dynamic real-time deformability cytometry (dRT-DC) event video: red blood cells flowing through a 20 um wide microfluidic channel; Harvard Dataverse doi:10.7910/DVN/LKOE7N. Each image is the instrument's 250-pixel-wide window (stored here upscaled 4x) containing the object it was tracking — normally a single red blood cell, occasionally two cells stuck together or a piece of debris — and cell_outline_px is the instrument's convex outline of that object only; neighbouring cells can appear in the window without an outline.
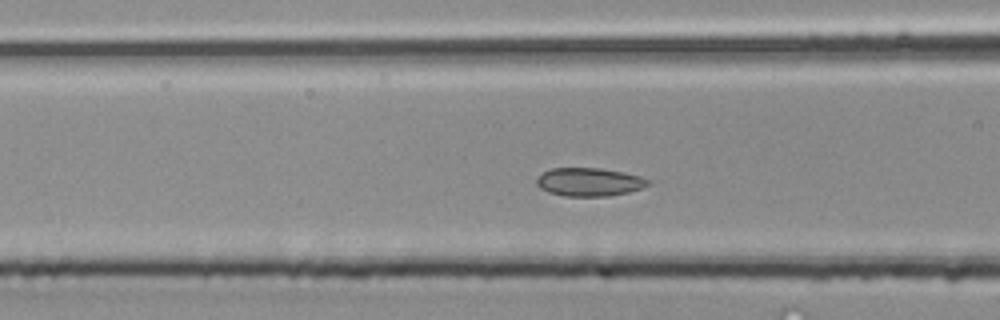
{"species": "common noctule bat (a hibernating species)", "species_latin": "Nyctalus noctula", "temperature_condition": "room temperature", "stored_images_in_passage": 42, "camera_frame_rate_fps": 3000, "um_per_image_px": 0.085, "animal": {"sex": "male", "body_mass_g": 20.4}, "frame": {"image": 1, "passage_image": 14, "time_ms": 4.333, "image_size_px": [1000, 320], "cell_outline_px": [[652, 180], [648, 184], [640, 188], [628, 192], [608, 196], [564, 196], [548, 192], [540, 188], [536, 184], [536, 180], [544, 172], [552, 168], [600, 168], [624, 172], [640, 176]], "centroid_in_image_um": [50.09, 15.47], "position_along_channel_um": 116.5, "area_um2": 18.32}}
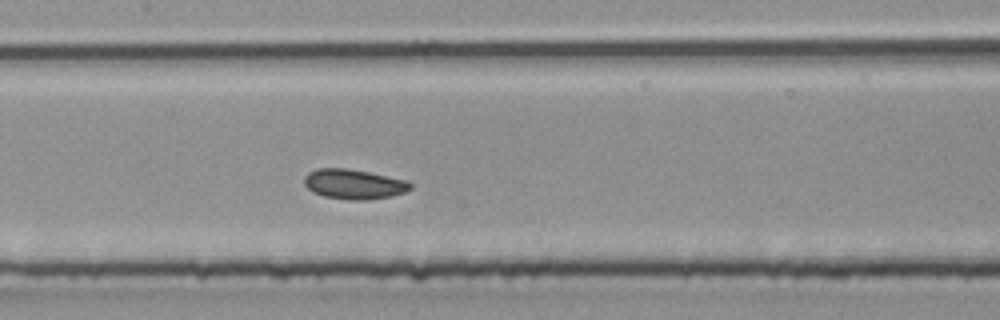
{"frame": {"image": 2, "passage_image": 18, "time_ms": 5.667, "image_size_px": [1000, 320], "cell_outline_px": [[412, 188], [404, 192], [392, 196], [364, 200], [352, 200], [324, 196], [312, 192], [304, 184], [304, 176], [308, 172], [316, 168], [344, 168], [368, 172], [408, 180], [412, 184]], "centroid_in_image_um": [30.07, 15.65], "position_along_channel_um": 177.3, "area_um2": 18.5}}
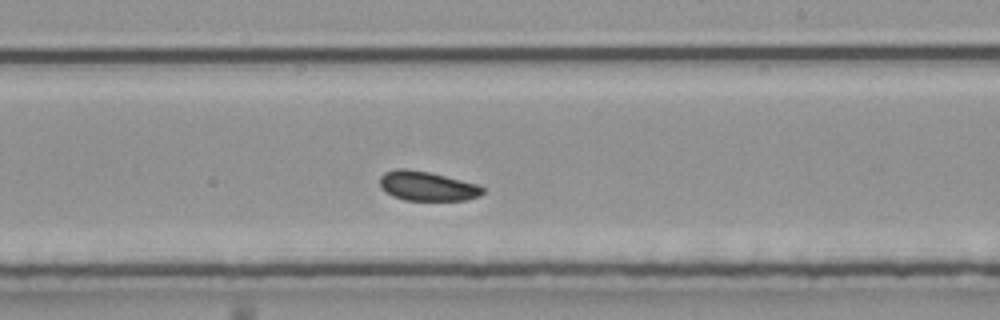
{"frame": {"image": 3, "passage_image": 23, "time_ms": 7.333, "image_size_px": [1000, 320], "cell_outline_px": [[484, 192], [480, 196], [468, 200], [404, 200], [392, 196], [380, 184], [380, 176], [384, 172], [396, 168], [404, 168], [428, 172], [480, 184], [484, 188]], "centroid_in_image_um": [36.35, 15.81], "position_along_channel_um": 252.6, "area_um2": 17.69}}